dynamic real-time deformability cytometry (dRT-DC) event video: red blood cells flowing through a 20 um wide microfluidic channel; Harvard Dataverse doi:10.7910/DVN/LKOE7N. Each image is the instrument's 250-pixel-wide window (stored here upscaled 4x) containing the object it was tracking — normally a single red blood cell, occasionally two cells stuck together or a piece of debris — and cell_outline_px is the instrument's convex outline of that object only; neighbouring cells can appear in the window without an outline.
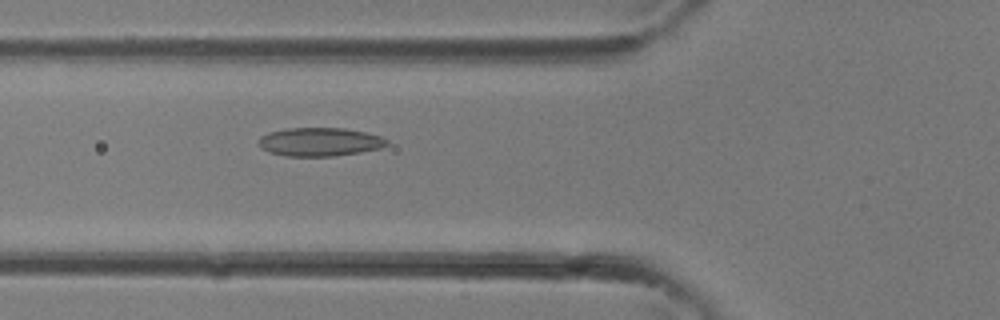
{"species": "common noctule bat (a hibernating species)", "species_latin": "Nyctalus noctula", "temperature_condition": "room temperature", "stored_images_in_passage": 27, "camera_frame_rate_fps": 3000, "um_per_image_px": 0.085, "animal": {"sex": "female"}, "frame": {"image": 1, "passage_image": 9, "time_ms": 2.667, "image_size_px": [1000, 320], "cell_outline_px": [[388, 144], [380, 148], [360, 152], [332, 156], [284, 156], [268, 152], [260, 148], [256, 140], [260, 136], [268, 132], [288, 128], [344, 128], [364, 132], [380, 136], [388, 140]], "centroid_in_image_um": [27.11, 12.06], "position_along_channel_um": 98.7, "area_um2": 21.44}}
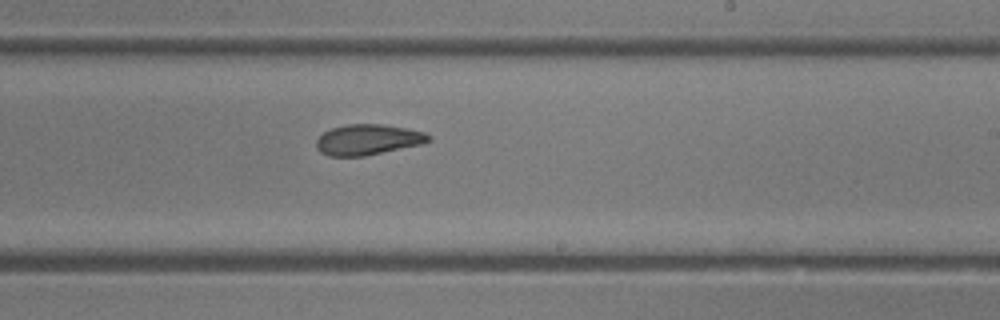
{"frame": {"image": 2, "passage_image": 17, "time_ms": 5.333, "image_size_px": [1000, 320], "cell_outline_px": [[432, 140], [424, 144], [364, 156], [328, 156], [320, 152], [316, 148], [316, 140], [324, 132], [332, 128], [348, 124], [384, 124], [408, 128], [424, 132], [432, 136]], "centroid_in_image_um": [31.31, 11.87], "position_along_channel_um": 257.7, "area_um2": 20.23}}
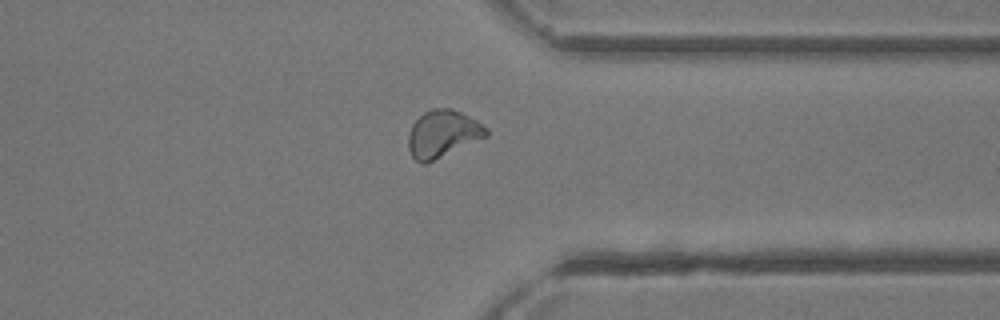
{"frame": {"image": 3, "passage_image": 23, "time_ms": 7.333, "image_size_px": [1000, 320], "cell_outline_px": [[488, 136], [424, 164], [420, 164], [412, 156], [408, 148], [408, 136], [412, 124], [424, 112], [432, 108], [452, 108], [476, 120], [488, 128]], "centroid_in_image_um": [37.62, 11.37], "position_along_channel_um": 373.8, "area_um2": 21.27}}